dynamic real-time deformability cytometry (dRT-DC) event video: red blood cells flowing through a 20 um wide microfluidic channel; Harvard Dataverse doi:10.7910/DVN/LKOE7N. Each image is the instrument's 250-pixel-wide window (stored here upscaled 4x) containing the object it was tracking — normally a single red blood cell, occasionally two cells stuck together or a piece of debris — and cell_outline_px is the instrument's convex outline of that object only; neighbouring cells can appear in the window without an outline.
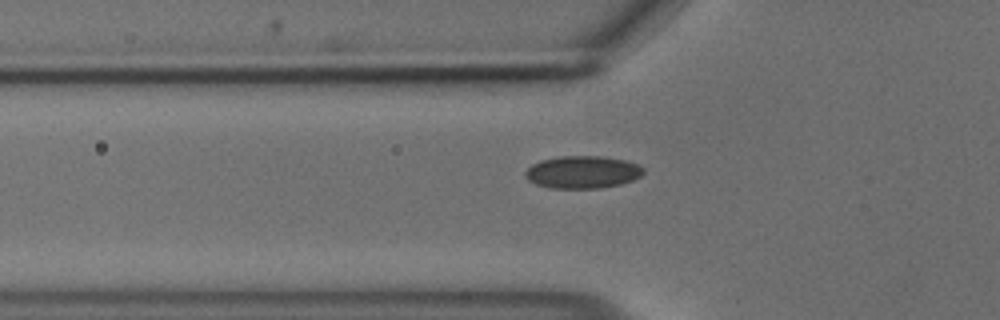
{"species": "common noctule bat (a hibernating species)", "species_latin": "Nyctalus noctula", "temperature_condition": "cold", "stored_images_in_passage": 41, "camera_frame_rate_fps": 3000, "um_per_image_px": 0.085, "animal": {"sex": "male", "body_mass_g": 18.8}, "frame": {"image": 1, "passage_image": 9, "time_ms": 2.667, "image_size_px": [1000, 320], "cell_outline_px": [[644, 172], [640, 176], [632, 180], [620, 184], [600, 188], [548, 188], [536, 184], [528, 180], [524, 176], [524, 172], [532, 164], [540, 160], [560, 156], [600, 156], [624, 160], [640, 164], [644, 168]], "centroid_in_image_um": [49.5, 14.63], "position_along_channel_um": 76.3, "area_um2": 22.48}}
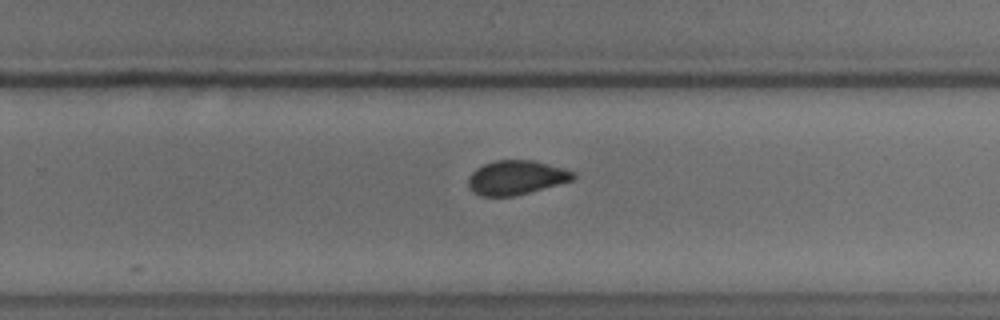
{"frame": {"image": 2, "passage_image": 26, "time_ms": 8.333, "image_size_px": [1000, 320], "cell_outline_px": [[576, 176], [572, 180], [516, 196], [480, 196], [472, 192], [468, 188], [468, 180], [472, 172], [476, 168], [492, 160], [532, 160], [564, 168], [576, 172]], "centroid_in_image_um": [43.85, 15.09], "position_along_channel_um": 285.9, "area_um2": 21.04}}
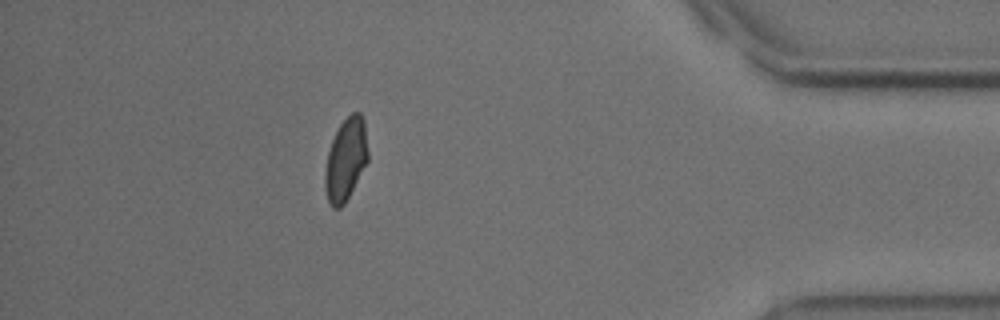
{"frame": {"image": 3, "passage_image": 39, "time_ms": 12.667, "image_size_px": [1000, 320], "cell_outline_px": [[368, 160], [344, 204], [340, 208], [332, 208], [328, 200], [324, 188], [324, 172], [328, 152], [332, 140], [340, 124], [352, 112], [360, 112], [364, 120], [368, 152]], "centroid_in_image_um": [29.38, 13.56], "position_along_channel_um": 405.8, "area_um2": 20.52}}